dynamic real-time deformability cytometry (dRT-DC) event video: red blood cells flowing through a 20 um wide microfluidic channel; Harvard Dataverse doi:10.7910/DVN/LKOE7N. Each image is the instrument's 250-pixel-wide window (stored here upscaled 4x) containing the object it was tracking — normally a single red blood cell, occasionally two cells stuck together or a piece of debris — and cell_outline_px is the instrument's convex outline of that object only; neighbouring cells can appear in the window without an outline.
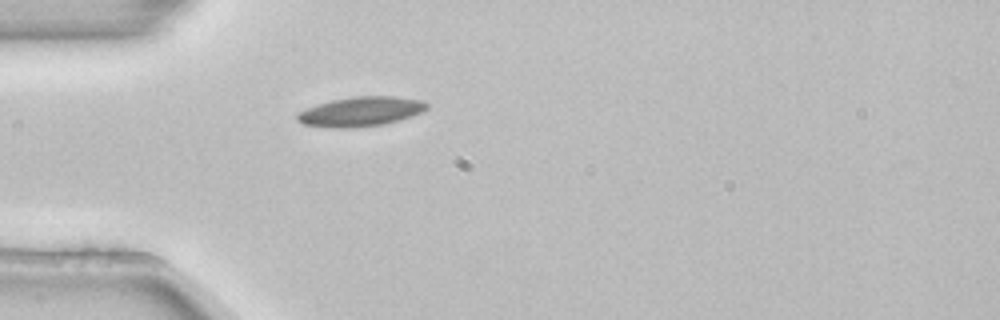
{"species": "common noctule bat (a hibernating species)", "species_latin": "Nyctalus noctula", "temperature_condition": "room temperature", "stored_images_in_passage": 5, "camera_frame_rate_fps": 3000, "um_per_image_px": 0.085, "animal": {"sex": "female", "body_mass_g": 22.7, "forearm_length_mm": 54.2}, "frame": {"image": 1, "passage_image": 5, "time_ms": 1.333, "image_size_px": [1000, 320], "cell_outline_px": [[428, 108], [424, 112], [400, 120], [384, 124], [352, 128], [328, 128], [304, 124], [296, 120], [296, 112], [332, 100], [352, 96], [396, 96], [420, 100], [428, 104]], "centroid_in_image_um": [30.67, 9.49], "position_along_channel_um": 54.3, "area_um2": 22.48}}